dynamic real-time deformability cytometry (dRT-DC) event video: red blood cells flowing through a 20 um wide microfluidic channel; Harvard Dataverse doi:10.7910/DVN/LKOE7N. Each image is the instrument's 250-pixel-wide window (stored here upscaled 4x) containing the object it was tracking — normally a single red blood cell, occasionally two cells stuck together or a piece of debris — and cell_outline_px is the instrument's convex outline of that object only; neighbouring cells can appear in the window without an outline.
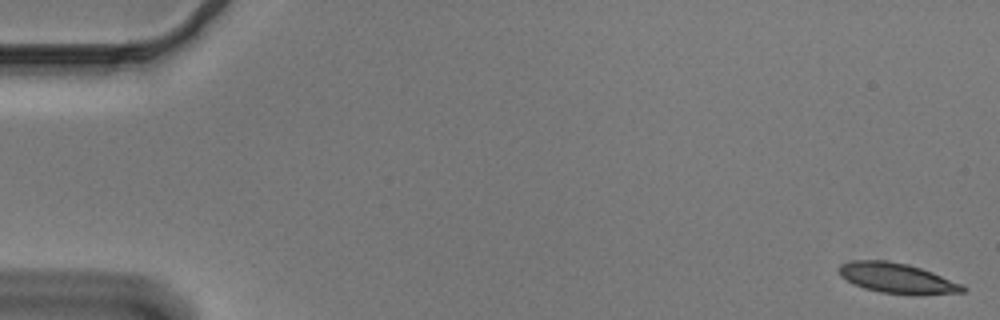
{"species": "Egyptian fruit bat (a non-hibernating species)", "species_latin": "Rousettus aegyptiacus", "temperature_condition": "cold", "stored_images_in_passage": 54, "camera_frame_rate_fps": 3000, "um_per_image_px": 0.085, "animal": {"sex": "male"}, "frame": {"image": 1, "passage_image": 1, "time_ms": 0.0, "image_size_px": [1000, 320], "cell_outline_px": [[968, 288], [964, 292], [916, 296], [912, 296], [880, 292], [864, 288], [840, 276], [836, 268], [840, 264], [852, 260], [884, 260], [908, 264], [932, 272], [964, 284]], "centroid_in_image_um": [76.29, 23.66], "position_along_channel_um": 8.7, "area_um2": 22.2}}
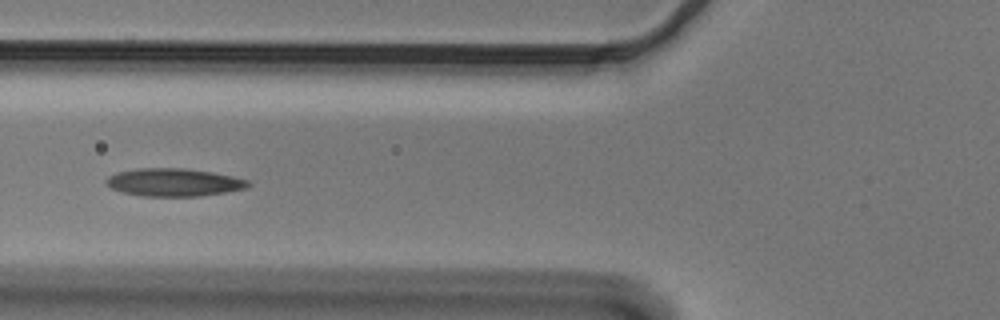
{"frame": {"image": 2, "passage_image": 21, "time_ms": 6.667, "image_size_px": [1000, 320], "cell_outline_px": [[252, 184], [244, 188], [224, 192], [200, 196], [140, 196], [124, 192], [112, 188], [104, 184], [104, 180], [108, 176], [116, 172], [136, 168], [184, 168], [212, 172], [232, 176], [248, 180]], "centroid_in_image_um": [14.72, 15.49], "position_along_channel_um": 111.1, "area_um2": 23.06}}
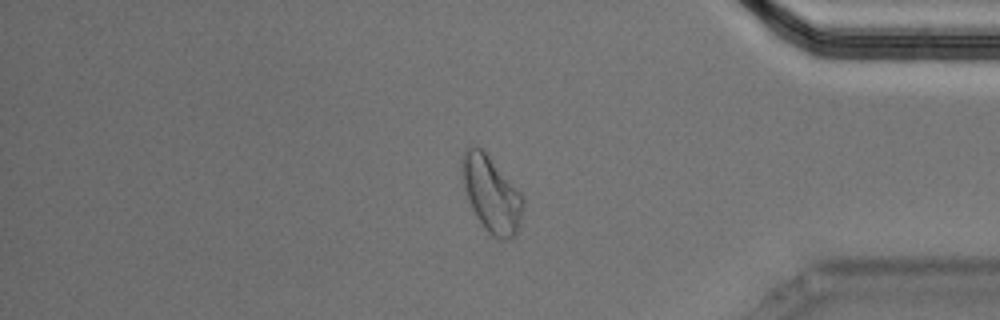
{"frame": {"image": 3, "passage_image": 46, "time_ms": 15.0, "image_size_px": [1000, 320], "cell_outline_px": [[524, 204], [520, 224], [516, 236], [508, 240], [500, 240], [492, 236], [484, 228], [476, 216], [468, 200], [464, 188], [460, 172], [460, 160], [464, 148], [472, 144], [480, 148], [488, 156], [524, 196]], "centroid_in_image_um": [41.74, 16.51], "position_along_channel_um": 393.5, "area_um2": 27.4}, "authors_computed_cell_mechanics": {"area_um2": 22.5998, "velocity_mm_per_s": 3.6623, "shape_relaxation_time_tau1_ms": 9.0455, "shape_relaxation_time_tau2_ms": 3.8716, "deformation_change_tau1": 0.2244, "deformation_change_tau2": 0.0843}}